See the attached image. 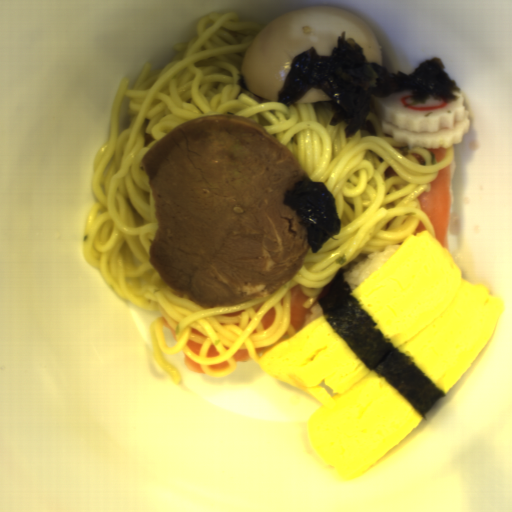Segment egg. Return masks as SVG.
<instances>
[{
    "mask_svg": "<svg viewBox=\"0 0 512 512\" xmlns=\"http://www.w3.org/2000/svg\"><path fill=\"white\" fill-rule=\"evenodd\" d=\"M343 31L362 47L368 63L382 67L379 44L359 17L342 7L304 6L278 15L252 39L240 68L249 92L277 102L291 60L312 47L330 57Z\"/></svg>",
    "mask_w": 512,
    "mask_h": 512,
    "instance_id": "d2b9013d",
    "label": "egg"
},
{
    "mask_svg": "<svg viewBox=\"0 0 512 512\" xmlns=\"http://www.w3.org/2000/svg\"><path fill=\"white\" fill-rule=\"evenodd\" d=\"M329 98L326 93L320 89L310 88L301 98L293 104L328 102Z\"/></svg>",
    "mask_w": 512,
    "mask_h": 512,
    "instance_id": "2799bb9f",
    "label": "egg"
}]
</instances>
